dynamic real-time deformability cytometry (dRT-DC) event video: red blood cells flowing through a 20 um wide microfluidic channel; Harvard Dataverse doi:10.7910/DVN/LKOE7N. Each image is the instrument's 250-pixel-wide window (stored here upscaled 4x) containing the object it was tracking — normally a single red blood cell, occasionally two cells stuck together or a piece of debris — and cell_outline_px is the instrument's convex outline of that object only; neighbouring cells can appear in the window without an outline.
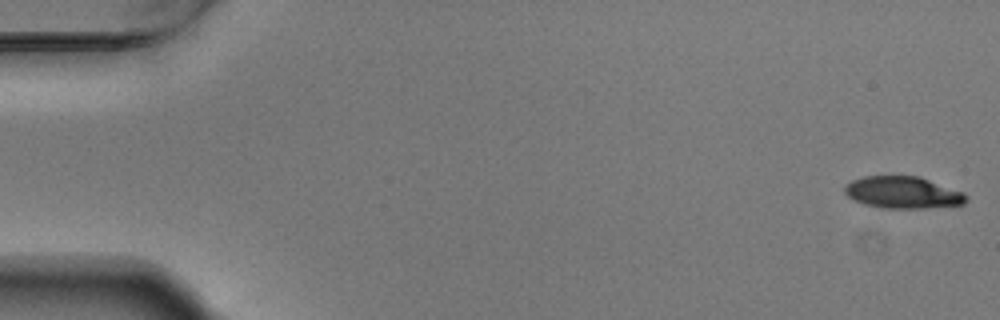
{"species": "Egyptian fruit bat (a non-hibernating species)", "species_latin": "Rousettus aegyptiacus", "temperature_condition": "warm", "stored_images_in_passage": 55, "camera_frame_rate_fps": 3000, "um_per_image_px": 0.085, "animal": {"sex": "male"}, "frame": {"image": 1, "passage_image": 1, "time_ms": 0.0, "image_size_px": [1000, 320], "cell_outline_px": [[968, 200], [964, 204], [924, 208], [880, 208], [864, 204], [848, 196], [844, 192], [844, 188], [852, 180], [864, 176], [920, 176], [964, 192], [968, 196]], "centroid_in_image_um": [76.78, 16.36], "position_along_channel_um": 8.2, "area_um2": 22.66}}
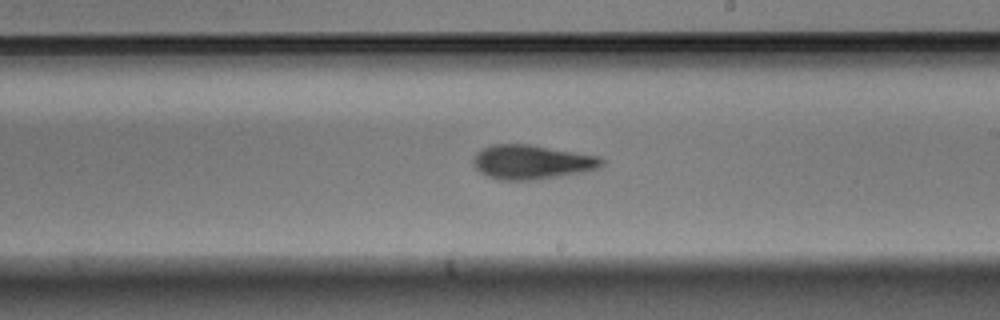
{"frame": {"image": 2, "passage_image": 32, "time_ms": 10.333, "image_size_px": [1000, 320], "cell_outline_px": [[604, 164], [600, 168], [584, 172], [532, 180], [500, 180], [488, 176], [480, 172], [472, 164], [472, 160], [476, 152], [492, 144], [528, 144], [600, 156], [604, 160]], "centroid_in_image_um": [45.21, 13.77], "position_along_channel_um": 243.8, "area_um2": 25.72}}
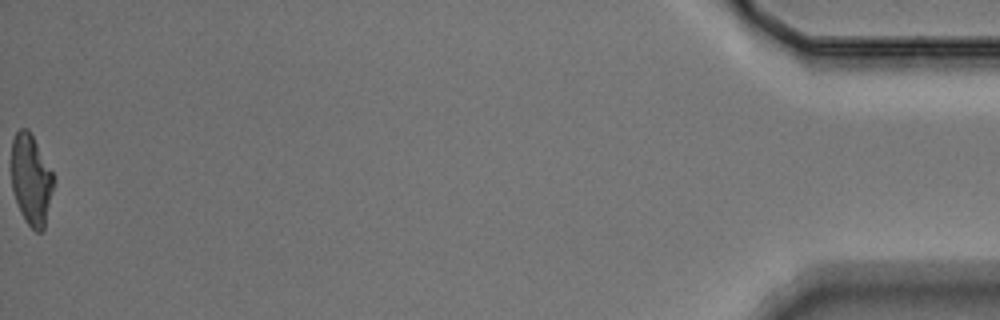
{"frame": {"image": 3, "passage_image": 55, "time_ms": 18.0, "image_size_px": [1000, 320], "cell_outline_px": [[52, 188], [44, 228], [40, 232], [36, 232], [24, 220], [20, 212], [12, 188], [12, 140], [16, 132], [20, 128], [28, 128], [52, 172]], "centroid_in_image_um": [2.61, 15.27], "position_along_channel_um": 432.6, "area_um2": 21.68}, "authors_computed_cell_mechanics": {"area_um2": 24.7384, "velocity_mm_per_s": 3.7284, "shape_relaxation_time_tau1_ms": 4.6017, "shape_relaxation_time_tau2_ms": 3.3221, "deformation_change_tau1": 0.1857, "deformation_change_tau2": 0.1166}}